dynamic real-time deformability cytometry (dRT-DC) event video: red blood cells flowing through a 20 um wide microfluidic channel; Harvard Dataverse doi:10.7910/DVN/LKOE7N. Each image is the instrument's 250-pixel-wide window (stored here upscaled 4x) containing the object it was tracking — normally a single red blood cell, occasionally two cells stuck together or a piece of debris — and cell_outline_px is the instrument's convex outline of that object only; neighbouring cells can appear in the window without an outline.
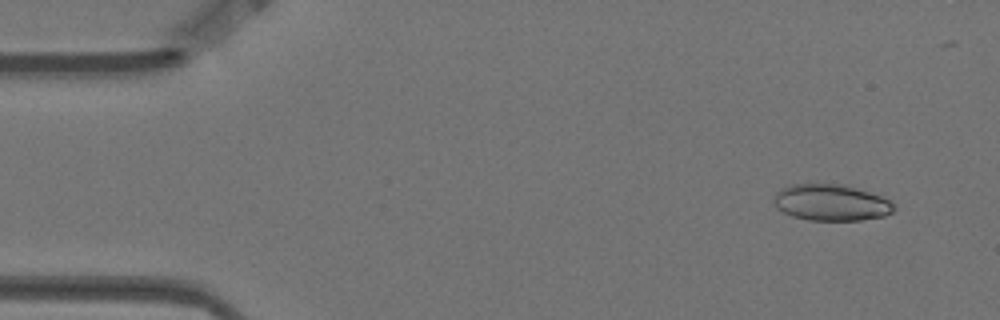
{"species": "Egyptian fruit bat (a non-hibernating species)", "species_latin": "Rousettus aegyptiacus", "temperature_condition": "warm", "stored_images_in_passage": 7, "camera_frame_rate_fps": 3000, "um_per_image_px": 0.085, "animal": {"sex": "female"}, "frame": {"image": 1, "passage_image": 1, "time_ms": 0.0, "image_size_px": [1000, 320], "cell_outline_px": [[896, 208], [892, 212], [884, 216], [860, 220], [808, 220], [792, 216], [776, 208], [772, 200], [772, 196], [780, 188], [792, 184], [844, 184], [880, 196], [896, 204]], "centroid_in_image_um": [70.61, 17.21], "position_along_channel_um": 14.4, "area_um2": 25.61}}
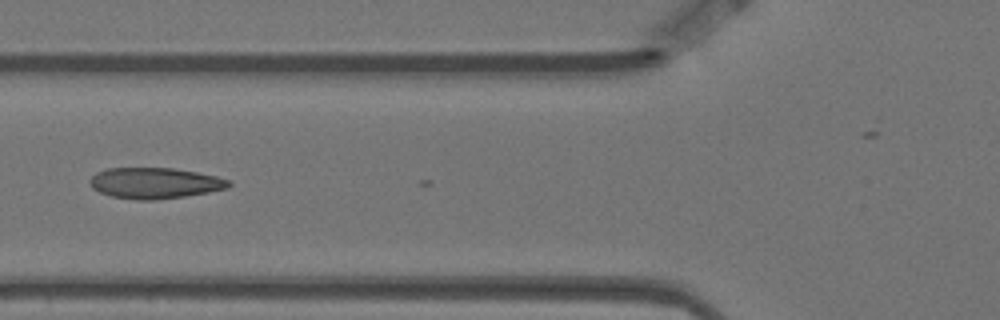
{"frame": {"image": 2, "passage_image": 6, "time_ms": 1.667, "image_size_px": [1000, 320], "cell_outline_px": [[232, 184], [228, 188], [208, 192], [184, 196], [156, 200], [136, 200], [112, 196], [100, 192], [92, 188], [88, 180], [96, 172], [108, 168], [172, 168], [196, 172], [216, 176], [228, 180]], "centroid_in_image_um": [13.13, 15.56], "position_along_channel_um": 112.7, "area_um2": 24.97}}
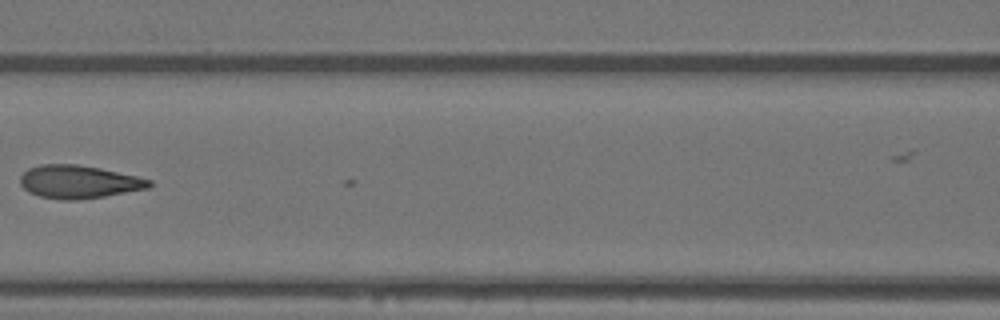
{"frame": {"image": 3, "passage_image": 7, "time_ms": 2.0, "image_size_px": [1000, 320], "cell_outline_px": [[152, 184], [148, 188], [104, 196], [76, 200], [64, 200], [40, 196], [28, 192], [20, 184], [20, 176], [28, 168], [40, 164], [76, 164], [100, 168], [136, 176], [152, 180]], "centroid_in_image_um": [6.67, 15.45], "position_along_channel_um": 159.9, "area_um2": 24.74}}